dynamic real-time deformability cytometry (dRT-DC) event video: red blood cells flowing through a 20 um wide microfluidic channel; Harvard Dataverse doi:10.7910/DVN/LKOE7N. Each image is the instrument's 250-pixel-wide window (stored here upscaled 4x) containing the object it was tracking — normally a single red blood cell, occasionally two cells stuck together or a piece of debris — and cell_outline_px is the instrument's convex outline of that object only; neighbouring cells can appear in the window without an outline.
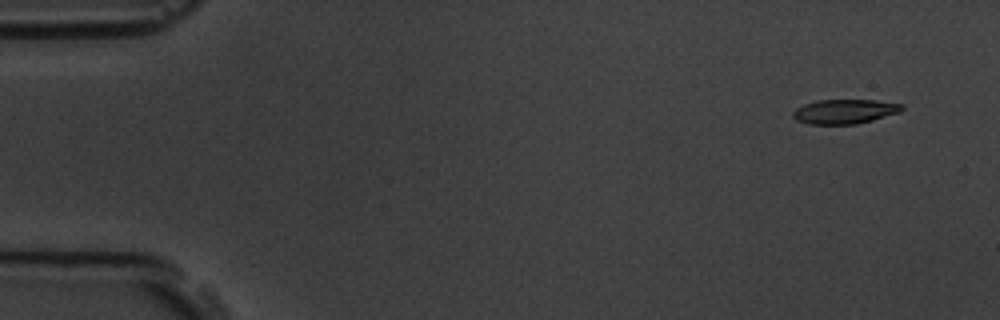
{"species": "common noctule bat (a hibernating species)", "species_latin": "Nyctalus noctula", "temperature_condition": "room temperature", "stored_images_in_passage": 6, "camera_frame_rate_fps": 3000, "um_per_image_px": 0.085, "animal": {"sex": "male", "body_mass_g": 19.5, "forearm_length_mm": 54.6}, "frame": {"image": 1, "passage_image": 1, "time_ms": 0.0, "image_size_px": [1000, 320], "cell_outline_px": [[904, 108], [900, 112], [872, 120], [856, 124], [808, 124], [796, 120], [792, 116], [792, 112], [796, 108], [804, 104], [816, 100], [876, 100], [904, 104]], "centroid_in_image_um": [71.79, 9.47], "position_along_channel_um": 13.2, "area_um2": 15.61}}
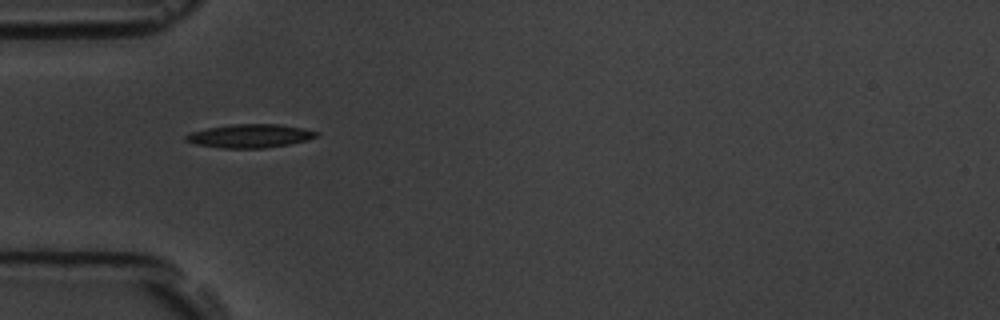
{"frame": {"image": 2, "passage_image": 5, "time_ms": 4.667, "image_size_px": [1000, 320], "cell_outline_px": [[320, 136], [308, 140], [288, 144], [264, 148], [220, 148], [196, 144], [184, 140], [184, 136], [192, 132], [208, 128], [232, 124], [276, 124], [304, 128], [320, 132]], "centroid_in_image_um": [21.28, 11.55], "position_along_channel_um": 63.7, "area_um2": 17.92}}
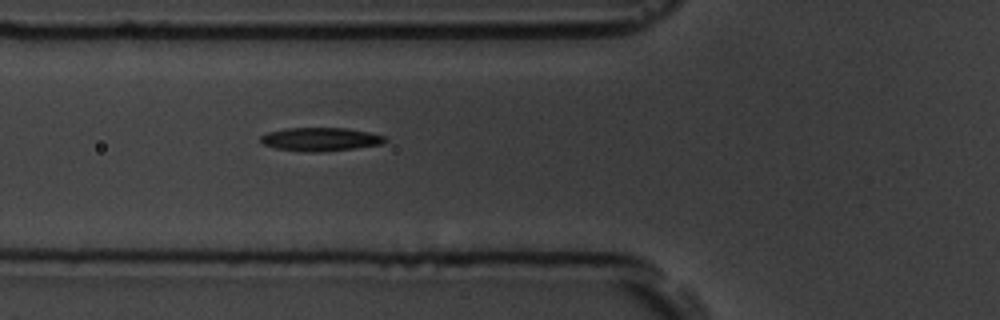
{"frame": {"image": 3, "passage_image": 6, "time_ms": 5.667, "image_size_px": [1000, 320], "cell_outline_px": [[388, 140], [380, 144], [356, 148], [320, 152], [308, 152], [276, 148], [264, 144], [260, 140], [260, 136], [268, 132], [284, 128], [348, 128], [368, 132], [384, 136]], "centroid_in_image_um": [27.23, 11.83], "position_along_channel_um": 98.6, "area_um2": 16.94}}